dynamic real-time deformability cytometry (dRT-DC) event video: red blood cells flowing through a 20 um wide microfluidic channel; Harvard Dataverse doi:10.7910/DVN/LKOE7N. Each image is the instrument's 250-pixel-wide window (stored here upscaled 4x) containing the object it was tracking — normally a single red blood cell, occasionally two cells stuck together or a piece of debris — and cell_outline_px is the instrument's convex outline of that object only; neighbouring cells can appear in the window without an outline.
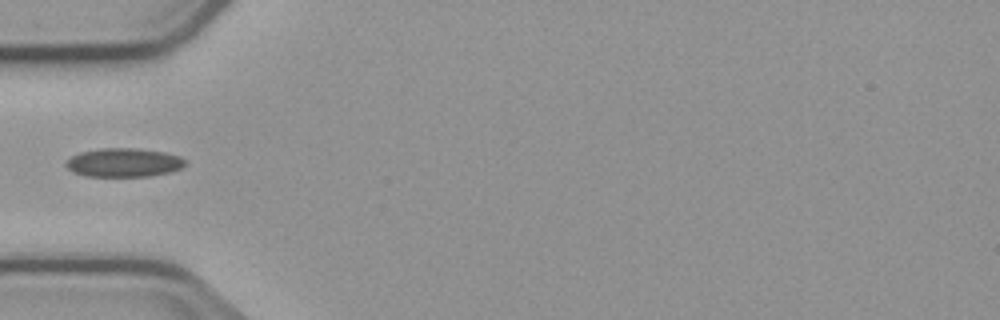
{"species": "common noctule bat (a hibernating species)", "species_latin": "Nyctalus noctula", "temperature_condition": "cold", "stored_images_in_passage": 1, "camera_frame_rate_fps": 3000, "um_per_image_px": 0.085, "animal": {"sex": "male", "body_mass_g": 23.1, "forearm_length_mm": 52.7}, "frame": {"image": 1, "passage_image": 1, "time_ms": 0.0, "image_size_px": [1000, 320], "cell_outline_px": [[184, 164], [180, 168], [168, 172], [148, 176], [84, 176], [72, 172], [64, 164], [72, 156], [80, 152], [100, 148], [132, 148], [164, 152], [180, 156], [184, 160]], "centroid_in_image_um": [10.47, 13.81], "position_along_channel_um": 74.5, "area_um2": 19.77}}